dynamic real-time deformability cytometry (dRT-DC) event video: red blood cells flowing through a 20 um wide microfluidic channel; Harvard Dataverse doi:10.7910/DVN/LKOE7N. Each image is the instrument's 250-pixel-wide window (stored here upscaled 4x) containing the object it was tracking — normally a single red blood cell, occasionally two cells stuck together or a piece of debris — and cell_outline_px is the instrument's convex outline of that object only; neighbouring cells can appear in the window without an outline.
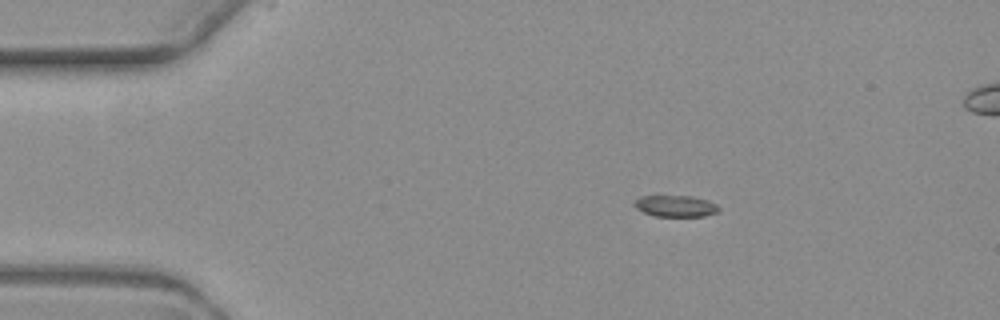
{"species": "common noctule bat (a hibernating species)", "species_latin": "Nyctalus noctula", "temperature_condition": "warm", "stored_images_in_passage": 5, "segment_of_instrument_passage": [1, 2], "camera_frame_rate_fps": 3000, "um_per_image_px": 0.085, "animal": {"sex": "female", "body_mass_g": 19.3, "forearm_length_mm": 54.1}, "frame": {"image": 1, "passage_image": 2, "time_ms": 1.333, "image_size_px": [1000, 320], "cell_outline_px": [[720, 208], [716, 212], [704, 216], [652, 216], [636, 208], [632, 204], [640, 196], [692, 196], [708, 200], [716, 204]], "centroid_in_image_um": [57.41, 17.51], "position_along_channel_um": 27.6, "area_um2": 10.52}}